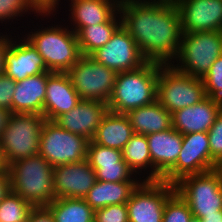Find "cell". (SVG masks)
<instances>
[{
	"mask_svg": "<svg viewBox=\"0 0 222 222\" xmlns=\"http://www.w3.org/2000/svg\"><path fill=\"white\" fill-rule=\"evenodd\" d=\"M190 222H202L200 218L192 217Z\"/></svg>",
	"mask_w": 222,
	"mask_h": 222,
	"instance_id": "46",
	"label": "cell"
},
{
	"mask_svg": "<svg viewBox=\"0 0 222 222\" xmlns=\"http://www.w3.org/2000/svg\"><path fill=\"white\" fill-rule=\"evenodd\" d=\"M32 208L28 201L10 190L0 201V222H27Z\"/></svg>",
	"mask_w": 222,
	"mask_h": 222,
	"instance_id": "30",
	"label": "cell"
},
{
	"mask_svg": "<svg viewBox=\"0 0 222 222\" xmlns=\"http://www.w3.org/2000/svg\"><path fill=\"white\" fill-rule=\"evenodd\" d=\"M222 55V31L182 33L178 56L171 64L177 71L204 78Z\"/></svg>",
	"mask_w": 222,
	"mask_h": 222,
	"instance_id": "5",
	"label": "cell"
},
{
	"mask_svg": "<svg viewBox=\"0 0 222 222\" xmlns=\"http://www.w3.org/2000/svg\"><path fill=\"white\" fill-rule=\"evenodd\" d=\"M55 222H94V210L80 198H58L46 206Z\"/></svg>",
	"mask_w": 222,
	"mask_h": 222,
	"instance_id": "28",
	"label": "cell"
},
{
	"mask_svg": "<svg viewBox=\"0 0 222 222\" xmlns=\"http://www.w3.org/2000/svg\"><path fill=\"white\" fill-rule=\"evenodd\" d=\"M10 190V175L8 169L5 171H0V201L8 194Z\"/></svg>",
	"mask_w": 222,
	"mask_h": 222,
	"instance_id": "41",
	"label": "cell"
},
{
	"mask_svg": "<svg viewBox=\"0 0 222 222\" xmlns=\"http://www.w3.org/2000/svg\"><path fill=\"white\" fill-rule=\"evenodd\" d=\"M122 26L147 62L171 65L181 43V15L174 0H120Z\"/></svg>",
	"mask_w": 222,
	"mask_h": 222,
	"instance_id": "1",
	"label": "cell"
},
{
	"mask_svg": "<svg viewBox=\"0 0 222 222\" xmlns=\"http://www.w3.org/2000/svg\"><path fill=\"white\" fill-rule=\"evenodd\" d=\"M207 132L183 135L182 149L175 165L162 177V181L175 184L188 175L211 171V153Z\"/></svg>",
	"mask_w": 222,
	"mask_h": 222,
	"instance_id": "12",
	"label": "cell"
},
{
	"mask_svg": "<svg viewBox=\"0 0 222 222\" xmlns=\"http://www.w3.org/2000/svg\"><path fill=\"white\" fill-rule=\"evenodd\" d=\"M89 140L46 120L41 129L39 155L53 167L80 162L87 157Z\"/></svg>",
	"mask_w": 222,
	"mask_h": 222,
	"instance_id": "9",
	"label": "cell"
},
{
	"mask_svg": "<svg viewBox=\"0 0 222 222\" xmlns=\"http://www.w3.org/2000/svg\"><path fill=\"white\" fill-rule=\"evenodd\" d=\"M81 99L108 103L117 72L100 64L90 55H82L67 72Z\"/></svg>",
	"mask_w": 222,
	"mask_h": 222,
	"instance_id": "10",
	"label": "cell"
},
{
	"mask_svg": "<svg viewBox=\"0 0 222 222\" xmlns=\"http://www.w3.org/2000/svg\"><path fill=\"white\" fill-rule=\"evenodd\" d=\"M192 217L189 205L175 191L166 201L162 222H190Z\"/></svg>",
	"mask_w": 222,
	"mask_h": 222,
	"instance_id": "32",
	"label": "cell"
},
{
	"mask_svg": "<svg viewBox=\"0 0 222 222\" xmlns=\"http://www.w3.org/2000/svg\"><path fill=\"white\" fill-rule=\"evenodd\" d=\"M220 176L221 180H222V159H220L217 163H216V166H215V169H214Z\"/></svg>",
	"mask_w": 222,
	"mask_h": 222,
	"instance_id": "44",
	"label": "cell"
},
{
	"mask_svg": "<svg viewBox=\"0 0 222 222\" xmlns=\"http://www.w3.org/2000/svg\"><path fill=\"white\" fill-rule=\"evenodd\" d=\"M142 181L108 182L97 180L83 198L95 211L108 205L126 203Z\"/></svg>",
	"mask_w": 222,
	"mask_h": 222,
	"instance_id": "24",
	"label": "cell"
},
{
	"mask_svg": "<svg viewBox=\"0 0 222 222\" xmlns=\"http://www.w3.org/2000/svg\"><path fill=\"white\" fill-rule=\"evenodd\" d=\"M96 173V179L108 182L142 181L122 159L117 164L90 165Z\"/></svg>",
	"mask_w": 222,
	"mask_h": 222,
	"instance_id": "31",
	"label": "cell"
},
{
	"mask_svg": "<svg viewBox=\"0 0 222 222\" xmlns=\"http://www.w3.org/2000/svg\"><path fill=\"white\" fill-rule=\"evenodd\" d=\"M153 164V181L162 177L175 165L182 149L183 135L173 127L146 135Z\"/></svg>",
	"mask_w": 222,
	"mask_h": 222,
	"instance_id": "19",
	"label": "cell"
},
{
	"mask_svg": "<svg viewBox=\"0 0 222 222\" xmlns=\"http://www.w3.org/2000/svg\"><path fill=\"white\" fill-rule=\"evenodd\" d=\"M174 186L194 217L217 214L222 210V180L215 170L185 176Z\"/></svg>",
	"mask_w": 222,
	"mask_h": 222,
	"instance_id": "8",
	"label": "cell"
},
{
	"mask_svg": "<svg viewBox=\"0 0 222 222\" xmlns=\"http://www.w3.org/2000/svg\"><path fill=\"white\" fill-rule=\"evenodd\" d=\"M45 121L46 118L39 114L11 113L0 139L7 167L14 161L39 153L41 129Z\"/></svg>",
	"mask_w": 222,
	"mask_h": 222,
	"instance_id": "6",
	"label": "cell"
},
{
	"mask_svg": "<svg viewBox=\"0 0 222 222\" xmlns=\"http://www.w3.org/2000/svg\"><path fill=\"white\" fill-rule=\"evenodd\" d=\"M122 25L119 10L105 23L83 27L78 33L81 55H91L109 42L115 31Z\"/></svg>",
	"mask_w": 222,
	"mask_h": 222,
	"instance_id": "27",
	"label": "cell"
},
{
	"mask_svg": "<svg viewBox=\"0 0 222 222\" xmlns=\"http://www.w3.org/2000/svg\"><path fill=\"white\" fill-rule=\"evenodd\" d=\"M123 160L142 181H153V164L146 135L134 133L122 150Z\"/></svg>",
	"mask_w": 222,
	"mask_h": 222,
	"instance_id": "26",
	"label": "cell"
},
{
	"mask_svg": "<svg viewBox=\"0 0 222 222\" xmlns=\"http://www.w3.org/2000/svg\"><path fill=\"white\" fill-rule=\"evenodd\" d=\"M38 14H39V12L32 5L30 0H0V24H1L0 26H2V28H0V32H12L13 33V31H14V33H16V32L19 33L21 31L20 28H23L28 23L27 21H29V20H30L29 22L31 23L32 22L31 20L34 17H36ZM31 15H34V16H31ZM30 17H32V18H30ZM18 18H20V19H18ZM26 18H28L29 20L28 19L26 20ZM22 20H24V21H22ZM18 21H20L21 26L16 27L17 25H19ZM24 23H26V24H24ZM14 24H16V25H14ZM14 26H15V28H14ZM6 27H9V28H6ZM1 29H4V30H1ZM16 30H19V31H16Z\"/></svg>",
	"mask_w": 222,
	"mask_h": 222,
	"instance_id": "29",
	"label": "cell"
},
{
	"mask_svg": "<svg viewBox=\"0 0 222 222\" xmlns=\"http://www.w3.org/2000/svg\"><path fill=\"white\" fill-rule=\"evenodd\" d=\"M82 99L74 89L68 73L48 72L43 116L55 121L72 110Z\"/></svg>",
	"mask_w": 222,
	"mask_h": 222,
	"instance_id": "20",
	"label": "cell"
},
{
	"mask_svg": "<svg viewBox=\"0 0 222 222\" xmlns=\"http://www.w3.org/2000/svg\"><path fill=\"white\" fill-rule=\"evenodd\" d=\"M90 56L117 73L136 70L147 63L135 40L122 25L107 44Z\"/></svg>",
	"mask_w": 222,
	"mask_h": 222,
	"instance_id": "13",
	"label": "cell"
},
{
	"mask_svg": "<svg viewBox=\"0 0 222 222\" xmlns=\"http://www.w3.org/2000/svg\"><path fill=\"white\" fill-rule=\"evenodd\" d=\"M44 72L49 70L37 50L21 33L13 32L6 53L4 74L18 82Z\"/></svg>",
	"mask_w": 222,
	"mask_h": 222,
	"instance_id": "16",
	"label": "cell"
},
{
	"mask_svg": "<svg viewBox=\"0 0 222 222\" xmlns=\"http://www.w3.org/2000/svg\"><path fill=\"white\" fill-rule=\"evenodd\" d=\"M119 3L120 0H66L62 10L67 13L61 19L77 34L83 27L107 22L119 10Z\"/></svg>",
	"mask_w": 222,
	"mask_h": 222,
	"instance_id": "17",
	"label": "cell"
},
{
	"mask_svg": "<svg viewBox=\"0 0 222 222\" xmlns=\"http://www.w3.org/2000/svg\"><path fill=\"white\" fill-rule=\"evenodd\" d=\"M206 97L201 78L183 74L172 65L159 64L156 100L171 114Z\"/></svg>",
	"mask_w": 222,
	"mask_h": 222,
	"instance_id": "7",
	"label": "cell"
},
{
	"mask_svg": "<svg viewBox=\"0 0 222 222\" xmlns=\"http://www.w3.org/2000/svg\"><path fill=\"white\" fill-rule=\"evenodd\" d=\"M174 192V184L142 181L126 202L129 222H162L166 201Z\"/></svg>",
	"mask_w": 222,
	"mask_h": 222,
	"instance_id": "11",
	"label": "cell"
},
{
	"mask_svg": "<svg viewBox=\"0 0 222 222\" xmlns=\"http://www.w3.org/2000/svg\"><path fill=\"white\" fill-rule=\"evenodd\" d=\"M207 133L210 142L211 170H214L216 163L222 159V110Z\"/></svg>",
	"mask_w": 222,
	"mask_h": 222,
	"instance_id": "35",
	"label": "cell"
},
{
	"mask_svg": "<svg viewBox=\"0 0 222 222\" xmlns=\"http://www.w3.org/2000/svg\"><path fill=\"white\" fill-rule=\"evenodd\" d=\"M27 222H55V220L46 206H39L31 209Z\"/></svg>",
	"mask_w": 222,
	"mask_h": 222,
	"instance_id": "39",
	"label": "cell"
},
{
	"mask_svg": "<svg viewBox=\"0 0 222 222\" xmlns=\"http://www.w3.org/2000/svg\"><path fill=\"white\" fill-rule=\"evenodd\" d=\"M159 64L147 62L142 67L118 72L108 110L127 114L129 111L156 101Z\"/></svg>",
	"mask_w": 222,
	"mask_h": 222,
	"instance_id": "4",
	"label": "cell"
},
{
	"mask_svg": "<svg viewBox=\"0 0 222 222\" xmlns=\"http://www.w3.org/2000/svg\"><path fill=\"white\" fill-rule=\"evenodd\" d=\"M94 222H129L127 204H113L95 210Z\"/></svg>",
	"mask_w": 222,
	"mask_h": 222,
	"instance_id": "36",
	"label": "cell"
},
{
	"mask_svg": "<svg viewBox=\"0 0 222 222\" xmlns=\"http://www.w3.org/2000/svg\"><path fill=\"white\" fill-rule=\"evenodd\" d=\"M11 191L33 207L48 206L54 199V167L39 154L11 163L8 167Z\"/></svg>",
	"mask_w": 222,
	"mask_h": 222,
	"instance_id": "3",
	"label": "cell"
},
{
	"mask_svg": "<svg viewBox=\"0 0 222 222\" xmlns=\"http://www.w3.org/2000/svg\"><path fill=\"white\" fill-rule=\"evenodd\" d=\"M47 80L48 72H44L16 82L12 113L43 115Z\"/></svg>",
	"mask_w": 222,
	"mask_h": 222,
	"instance_id": "22",
	"label": "cell"
},
{
	"mask_svg": "<svg viewBox=\"0 0 222 222\" xmlns=\"http://www.w3.org/2000/svg\"><path fill=\"white\" fill-rule=\"evenodd\" d=\"M5 170H7V166L2 156V151H1V146H0V171H5Z\"/></svg>",
	"mask_w": 222,
	"mask_h": 222,
	"instance_id": "45",
	"label": "cell"
},
{
	"mask_svg": "<svg viewBox=\"0 0 222 222\" xmlns=\"http://www.w3.org/2000/svg\"><path fill=\"white\" fill-rule=\"evenodd\" d=\"M95 170L87 159L54 167L53 188L55 199H83L96 183Z\"/></svg>",
	"mask_w": 222,
	"mask_h": 222,
	"instance_id": "14",
	"label": "cell"
},
{
	"mask_svg": "<svg viewBox=\"0 0 222 222\" xmlns=\"http://www.w3.org/2000/svg\"><path fill=\"white\" fill-rule=\"evenodd\" d=\"M12 40V32H0V75L4 74L6 53Z\"/></svg>",
	"mask_w": 222,
	"mask_h": 222,
	"instance_id": "40",
	"label": "cell"
},
{
	"mask_svg": "<svg viewBox=\"0 0 222 222\" xmlns=\"http://www.w3.org/2000/svg\"><path fill=\"white\" fill-rule=\"evenodd\" d=\"M107 112V103L82 99L72 110L60 115L54 122L68 132L86 137L90 141Z\"/></svg>",
	"mask_w": 222,
	"mask_h": 222,
	"instance_id": "18",
	"label": "cell"
},
{
	"mask_svg": "<svg viewBox=\"0 0 222 222\" xmlns=\"http://www.w3.org/2000/svg\"><path fill=\"white\" fill-rule=\"evenodd\" d=\"M200 219L202 222H222V210L217 211V214L202 215Z\"/></svg>",
	"mask_w": 222,
	"mask_h": 222,
	"instance_id": "43",
	"label": "cell"
},
{
	"mask_svg": "<svg viewBox=\"0 0 222 222\" xmlns=\"http://www.w3.org/2000/svg\"><path fill=\"white\" fill-rule=\"evenodd\" d=\"M86 159L90 165H109L120 162L123 155L121 150L108 148L90 140Z\"/></svg>",
	"mask_w": 222,
	"mask_h": 222,
	"instance_id": "33",
	"label": "cell"
},
{
	"mask_svg": "<svg viewBox=\"0 0 222 222\" xmlns=\"http://www.w3.org/2000/svg\"><path fill=\"white\" fill-rule=\"evenodd\" d=\"M59 18L57 13H39L36 22L32 19V25L28 22L20 33L43 58L49 72L67 73L82 55L77 34Z\"/></svg>",
	"mask_w": 222,
	"mask_h": 222,
	"instance_id": "2",
	"label": "cell"
},
{
	"mask_svg": "<svg viewBox=\"0 0 222 222\" xmlns=\"http://www.w3.org/2000/svg\"><path fill=\"white\" fill-rule=\"evenodd\" d=\"M65 1L66 0H30L32 5L39 13H57L59 11L57 13L58 15L61 14L60 12H62V5L65 3Z\"/></svg>",
	"mask_w": 222,
	"mask_h": 222,
	"instance_id": "38",
	"label": "cell"
},
{
	"mask_svg": "<svg viewBox=\"0 0 222 222\" xmlns=\"http://www.w3.org/2000/svg\"><path fill=\"white\" fill-rule=\"evenodd\" d=\"M10 116H11V111L0 108V139L2 137L4 130L6 129Z\"/></svg>",
	"mask_w": 222,
	"mask_h": 222,
	"instance_id": "42",
	"label": "cell"
},
{
	"mask_svg": "<svg viewBox=\"0 0 222 222\" xmlns=\"http://www.w3.org/2000/svg\"><path fill=\"white\" fill-rule=\"evenodd\" d=\"M222 110V102L206 97L201 102L172 113V127L182 135L208 132Z\"/></svg>",
	"mask_w": 222,
	"mask_h": 222,
	"instance_id": "21",
	"label": "cell"
},
{
	"mask_svg": "<svg viewBox=\"0 0 222 222\" xmlns=\"http://www.w3.org/2000/svg\"><path fill=\"white\" fill-rule=\"evenodd\" d=\"M181 15V32L222 31V0H174Z\"/></svg>",
	"mask_w": 222,
	"mask_h": 222,
	"instance_id": "15",
	"label": "cell"
},
{
	"mask_svg": "<svg viewBox=\"0 0 222 222\" xmlns=\"http://www.w3.org/2000/svg\"><path fill=\"white\" fill-rule=\"evenodd\" d=\"M134 134L126 114L109 111L104 115L92 141L96 144L123 150Z\"/></svg>",
	"mask_w": 222,
	"mask_h": 222,
	"instance_id": "23",
	"label": "cell"
},
{
	"mask_svg": "<svg viewBox=\"0 0 222 222\" xmlns=\"http://www.w3.org/2000/svg\"><path fill=\"white\" fill-rule=\"evenodd\" d=\"M136 134L149 135L172 128V114L157 100L126 114Z\"/></svg>",
	"mask_w": 222,
	"mask_h": 222,
	"instance_id": "25",
	"label": "cell"
},
{
	"mask_svg": "<svg viewBox=\"0 0 222 222\" xmlns=\"http://www.w3.org/2000/svg\"><path fill=\"white\" fill-rule=\"evenodd\" d=\"M16 82L6 76L0 75V108L7 109L12 113V99L15 93Z\"/></svg>",
	"mask_w": 222,
	"mask_h": 222,
	"instance_id": "37",
	"label": "cell"
},
{
	"mask_svg": "<svg viewBox=\"0 0 222 222\" xmlns=\"http://www.w3.org/2000/svg\"><path fill=\"white\" fill-rule=\"evenodd\" d=\"M202 80L206 96L222 102V55L214 61Z\"/></svg>",
	"mask_w": 222,
	"mask_h": 222,
	"instance_id": "34",
	"label": "cell"
}]
</instances>
